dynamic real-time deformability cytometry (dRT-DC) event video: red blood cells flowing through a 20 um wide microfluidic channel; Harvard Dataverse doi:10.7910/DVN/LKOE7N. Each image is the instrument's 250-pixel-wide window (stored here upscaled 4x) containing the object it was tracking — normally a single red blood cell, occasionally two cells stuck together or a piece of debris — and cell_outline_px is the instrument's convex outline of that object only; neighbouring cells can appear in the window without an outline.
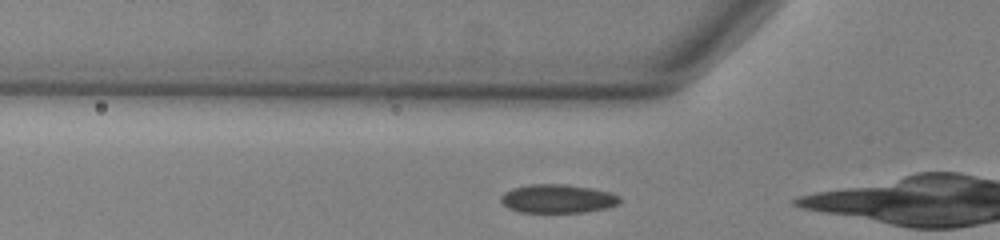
{"species": "common noctule bat (a hibernating species)", "species_latin": "Nyctalus noctula", "temperature_condition": "warm", "stored_images_in_passage": 7, "camera_frame_rate_fps": 3000, "um_per_image_px": 0.085, "animal": {"sex": "male", "body_mass_g": 13.0, "forearm_length_mm": 53.1}, "frame": {"image": 1, "passage_image": 3, "time_ms": 0.667, "image_size_px": [1000, 240], "cell_outline_px": [[620, 204], [608, 208], [584, 212], [520, 212], [508, 208], [500, 200], [500, 196], [504, 192], [512, 188], [528, 184], [564, 184], [592, 188], [608, 192], [620, 196]], "centroid_in_image_um": [47.4, 16.89], "position_along_channel_um": 78.4, "area_um2": 19.94}}
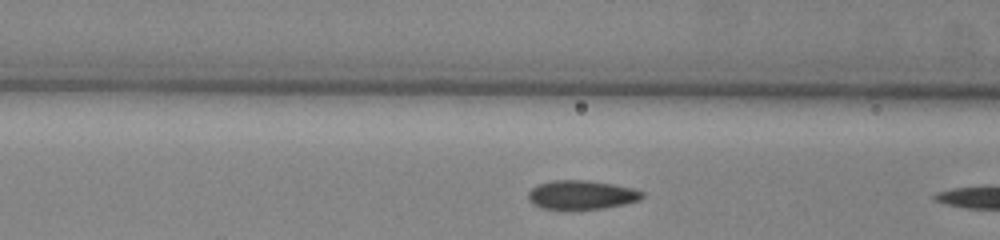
{"frame": {"image": 2, "passage_image": 6, "time_ms": 1.667, "image_size_px": [1000, 240], "cell_outline_px": [[644, 196], [640, 200], [624, 204], [604, 208], [540, 208], [532, 204], [528, 200], [528, 192], [532, 188], [540, 184], [552, 180], [588, 180], [612, 184], [632, 188], [644, 192]], "centroid_in_image_um": [49.43, 16.55], "position_along_channel_um": 117.2, "area_um2": 19.02}}